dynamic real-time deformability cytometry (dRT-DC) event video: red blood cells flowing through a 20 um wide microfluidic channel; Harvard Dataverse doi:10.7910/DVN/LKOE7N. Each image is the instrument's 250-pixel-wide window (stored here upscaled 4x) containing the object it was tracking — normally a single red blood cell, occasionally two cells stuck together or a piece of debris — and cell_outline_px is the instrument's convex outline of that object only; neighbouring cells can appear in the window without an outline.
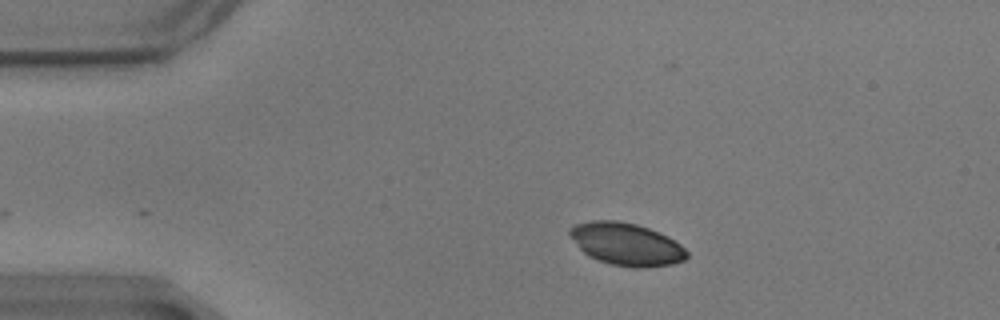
{"species": "common noctule bat (a hibernating species)", "species_latin": "Nyctalus noctula", "temperature_condition": "warm", "stored_images_in_passage": 39, "camera_frame_rate_fps": 3000, "um_per_image_px": 0.085, "animal": {"sex": "male", "body_mass_g": 17.9}, "frame": {"image": 1, "passage_image": 2, "time_ms": 0.333, "image_size_px": [1000, 320], "cell_outline_px": [[688, 256], [684, 260], [672, 264], [644, 268], [640, 268], [612, 264], [596, 260], [588, 256], [580, 248], [568, 232], [568, 228], [576, 224], [592, 220], [616, 220], [636, 224], [660, 232], [668, 236], [680, 244], [688, 252]], "centroid_in_image_um": [53.25, 20.75], "position_along_channel_um": 31.7, "area_um2": 28.96}}